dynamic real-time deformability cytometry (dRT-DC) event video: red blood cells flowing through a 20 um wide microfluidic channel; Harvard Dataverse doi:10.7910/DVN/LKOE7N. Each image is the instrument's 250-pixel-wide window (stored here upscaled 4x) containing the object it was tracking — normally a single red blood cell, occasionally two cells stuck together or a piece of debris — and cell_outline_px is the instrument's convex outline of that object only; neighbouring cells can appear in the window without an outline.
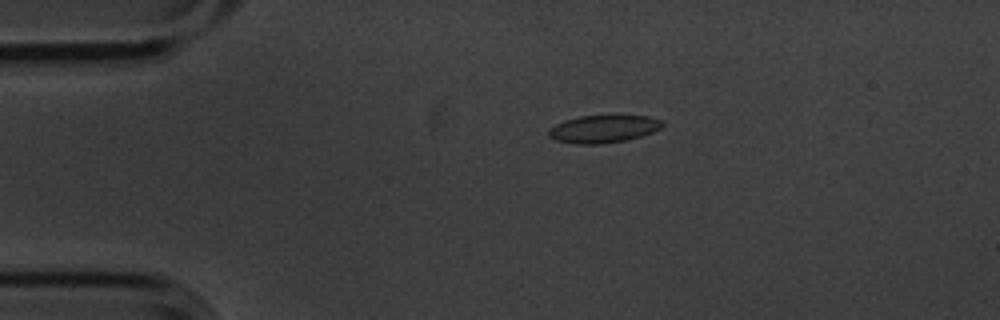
{"species": "common noctule bat (a hibernating species)", "species_latin": "Nyctalus noctula", "temperature_condition": "cold", "stored_images_in_passage": 4, "camera_frame_rate_fps": 3000, "um_per_image_px": 0.085, "animal": {"sex": "male", "body_mass_g": 20.1, "forearm_length_mm": 53.5}, "frame": {"image": 1, "passage_image": 3, "time_ms": 0.667, "image_size_px": [1000, 320], "cell_outline_px": [[664, 124], [660, 128], [652, 132], [640, 136], [624, 140], [600, 144], [572, 144], [556, 140], [548, 136], [548, 128], [564, 120], [580, 116], [648, 116], [664, 120]], "centroid_in_image_um": [51.26, 10.96], "position_along_channel_um": 33.7, "area_um2": 18.26}}